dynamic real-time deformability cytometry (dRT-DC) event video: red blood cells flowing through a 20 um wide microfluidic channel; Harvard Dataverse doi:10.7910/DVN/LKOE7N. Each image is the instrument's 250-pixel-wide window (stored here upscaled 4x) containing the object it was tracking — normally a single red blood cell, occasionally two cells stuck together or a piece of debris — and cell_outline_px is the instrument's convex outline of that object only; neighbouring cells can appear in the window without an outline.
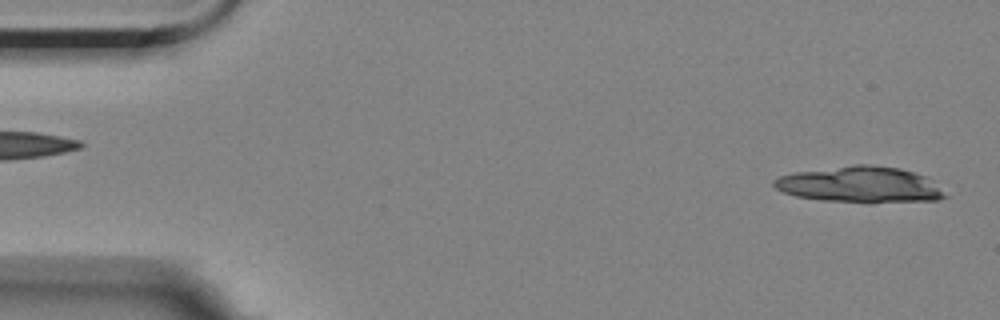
{"species": "Egyptian fruit bat (a non-hibernating species)", "species_latin": "Rousettus aegyptiacus", "temperature_condition": "room temperature", "stored_images_in_passage": 6, "segment_of_instrument_passage": [2, 2], "camera_frame_rate_fps": 3000, "um_per_image_px": 0.085, "animal": {"sex": "female"}, "frame": {"image": 1, "passage_image": 6, "time_ms": 5.667, "image_size_px": [1000, 320], "cell_outline_px": [[948, 196], [940, 200], [872, 204], [868, 204], [824, 200], [796, 196], [784, 192], [776, 188], [772, 184], [772, 180], [780, 176], [796, 172], [856, 164], [876, 164], [900, 168], [928, 176]], "centroid_in_image_um": [73.18, 15.71], "position_along_channel_um": 11.8, "area_um2": 36.65}}